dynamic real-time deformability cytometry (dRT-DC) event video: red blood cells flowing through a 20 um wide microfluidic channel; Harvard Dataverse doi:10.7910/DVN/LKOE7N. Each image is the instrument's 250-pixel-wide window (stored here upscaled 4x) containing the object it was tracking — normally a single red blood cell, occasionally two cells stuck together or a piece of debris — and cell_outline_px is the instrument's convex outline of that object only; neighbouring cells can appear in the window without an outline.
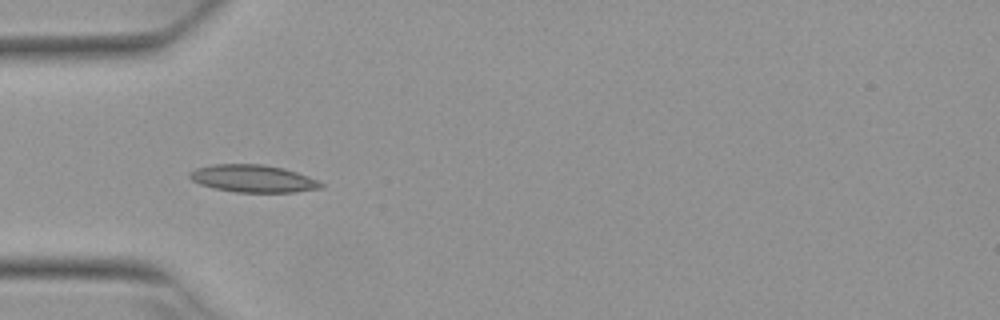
{"species": "Egyptian fruit bat (a non-hibernating species)", "species_latin": "Rousettus aegyptiacus", "temperature_condition": "warm", "stored_images_in_passage": 3, "camera_frame_rate_fps": 3000, "um_per_image_px": 0.085, "animal": {"sex": "female"}, "frame": {"image": 1, "passage_image": 1, "time_ms": 0.0, "image_size_px": [1000, 320], "cell_outline_px": [[324, 188], [296, 192], [236, 192], [216, 188], [200, 184], [192, 180], [188, 176], [188, 172], [196, 168], [212, 164], [264, 164], [284, 168], [308, 176], [324, 184]], "centroid_in_image_um": [21.52, 15.17], "position_along_channel_um": 63.5, "area_um2": 21.04}}
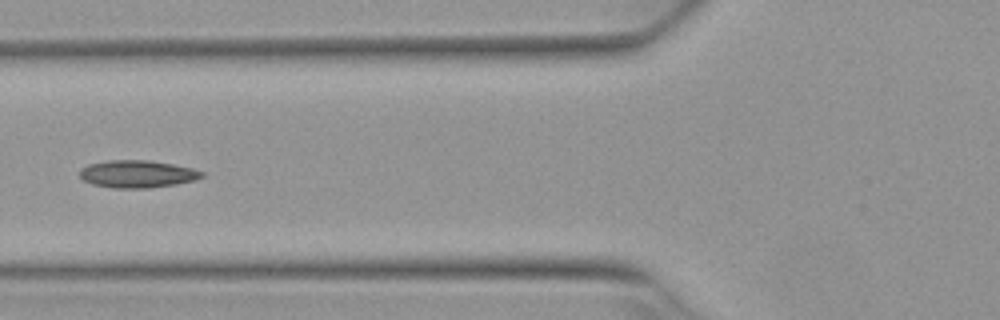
{"frame": {"image": 2, "passage_image": 2, "time_ms": 0.333, "image_size_px": [1000, 320], "cell_outline_px": [[204, 176], [196, 180], [176, 184], [148, 188], [116, 188], [92, 184], [84, 180], [80, 176], [80, 168], [88, 164], [108, 160], [148, 160], [172, 164], [192, 168], [204, 172]], "centroid_in_image_um": [11.68, 14.78], "position_along_channel_um": 114.1, "area_um2": 19.54}}
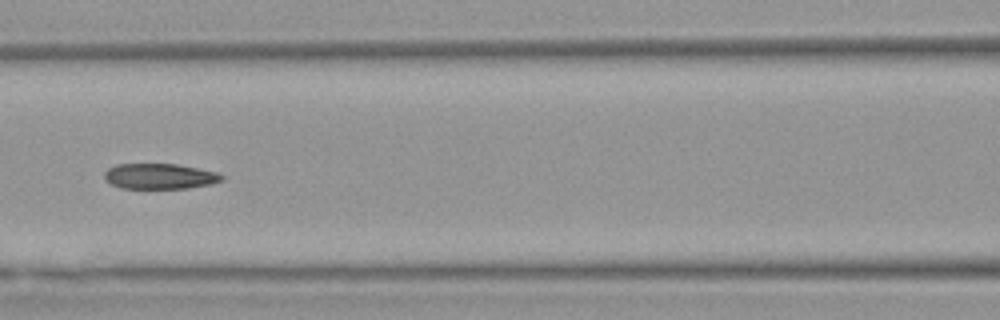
{"frame": {"image": 3, "passage_image": 3, "time_ms": 0.667, "image_size_px": [1000, 320], "cell_outline_px": [[224, 180], [212, 184], [188, 188], [120, 188], [104, 180], [104, 172], [108, 168], [116, 164], [176, 164], [216, 172], [224, 176]], "centroid_in_image_um": [13.56, 14.98], "position_along_channel_um": 153.0, "area_um2": 17.46}}